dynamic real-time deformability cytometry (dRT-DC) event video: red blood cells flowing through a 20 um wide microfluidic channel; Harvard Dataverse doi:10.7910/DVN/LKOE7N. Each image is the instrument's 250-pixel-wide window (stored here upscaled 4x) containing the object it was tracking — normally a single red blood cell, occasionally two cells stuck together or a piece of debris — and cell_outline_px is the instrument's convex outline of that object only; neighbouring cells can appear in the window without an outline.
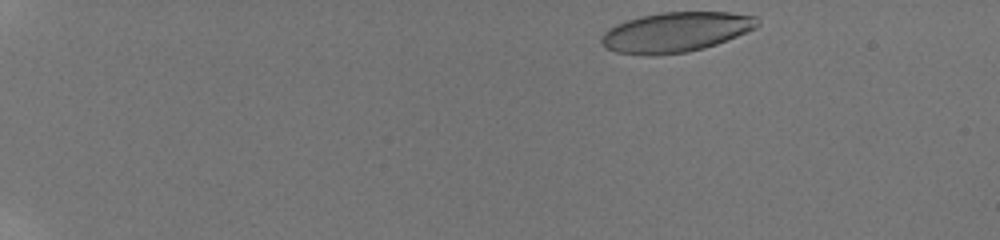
{"species": "human", "species_latin": "Homo sapiens", "temperature_condition": "room temperature", "stored_images_in_passage": 14, "camera_frame_rate_fps": 3000, "um_per_image_px": 0.085, "donor": {"sex": "male"}, "frame": {"image": 1, "passage_image": 1, "time_ms": 0.0, "image_size_px": [1000, 240], "cell_outline_px": [[760, 24], [756, 28], [716, 44], [704, 48], [688, 52], [656, 56], [648, 56], [616, 52], [604, 48], [600, 40], [604, 32], [608, 28], [616, 24], [640, 16], [664, 12], [728, 12], [756, 16], [760, 20]], "centroid_in_image_um": [57.42, 2.74], "position_along_channel_um": 27.6, "area_um2": 36.53}}
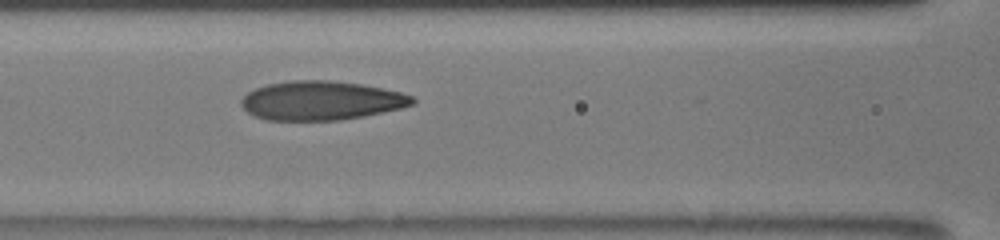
{"frame": {"image": 2, "passage_image": 10, "time_ms": 6.333, "image_size_px": [1000, 240], "cell_outline_px": [[416, 104], [400, 108], [364, 116], [340, 120], [268, 120], [256, 116], [248, 112], [240, 104], [240, 100], [248, 92], [256, 88], [268, 84], [292, 80], [328, 80], [360, 84], [400, 92], [412, 96], [416, 100]], "centroid_in_image_um": [27.3, 8.55], "position_along_channel_um": 139.3, "area_um2": 38.73}}
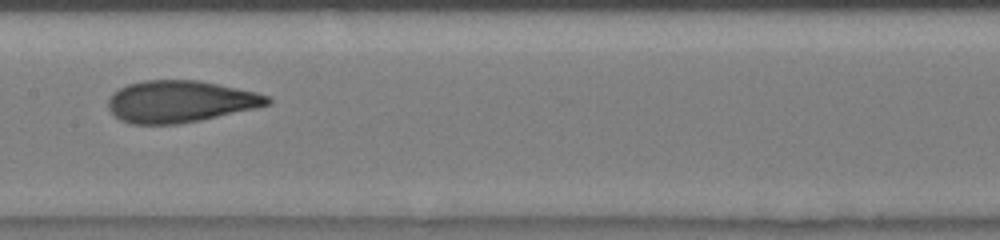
{"frame": {"image": 3, "passage_image": 13, "time_ms": 7.667, "image_size_px": [1000, 240], "cell_outline_px": [[272, 104], [256, 108], [200, 120], [180, 124], [128, 124], [120, 120], [108, 108], [108, 100], [112, 92], [128, 84], [144, 80], [200, 80], [256, 92], [268, 96], [272, 100]], "centroid_in_image_um": [15.31, 8.63], "position_along_channel_um": 192.1, "area_um2": 38.96}}